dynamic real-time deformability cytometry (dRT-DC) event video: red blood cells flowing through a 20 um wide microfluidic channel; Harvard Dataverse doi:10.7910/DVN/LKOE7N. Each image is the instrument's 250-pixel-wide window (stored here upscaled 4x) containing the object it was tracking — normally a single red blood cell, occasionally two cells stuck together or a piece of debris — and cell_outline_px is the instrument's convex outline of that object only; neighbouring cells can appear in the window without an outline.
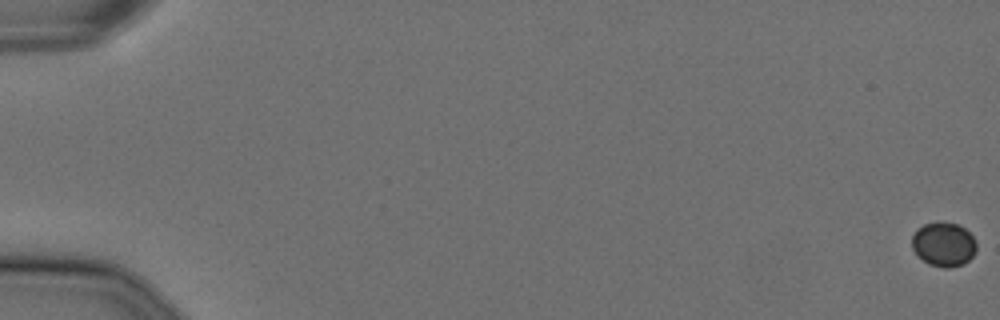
{"species": "Egyptian fruit bat (a non-hibernating species)", "species_latin": "Rousettus aegyptiacus", "temperature_condition": "cold", "stored_images_in_passage": 59, "camera_frame_rate_fps": 3000, "um_per_image_px": 0.085, "animal": {"sex": "female"}, "frame": {"image": 1, "passage_image": 1, "time_ms": 0.0, "image_size_px": [1000, 320], "cell_outline_px": [[976, 252], [964, 264], [952, 268], [944, 268], [928, 264], [916, 256], [912, 248], [912, 236], [916, 228], [924, 224], [940, 220], [956, 224], [964, 228], [976, 240]], "centroid_in_image_um": [80.18, 20.77], "position_along_channel_um": 4.8, "area_um2": 17.05}}
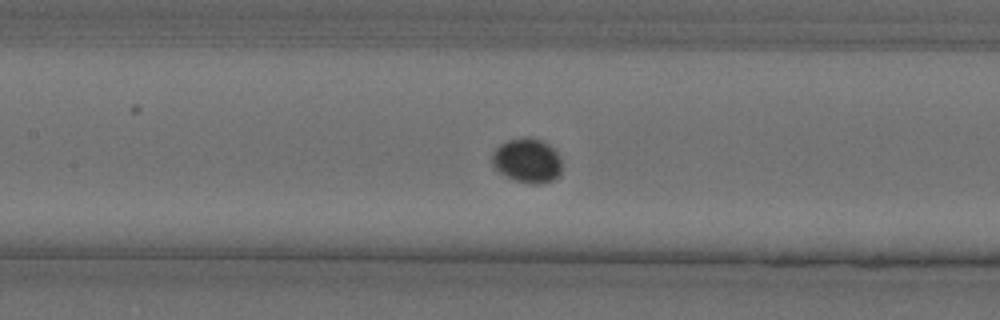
{"frame": {"image": 2, "passage_image": 29, "time_ms": 9.333, "image_size_px": [1000, 320], "cell_outline_px": [[560, 176], [552, 180], [540, 184], [532, 184], [516, 180], [504, 176], [492, 168], [492, 152], [500, 144], [508, 140], [524, 136], [528, 136], [540, 140], [548, 144], [560, 156]], "centroid_in_image_um": [44.77, 13.65], "position_along_channel_um": 162.6, "area_um2": 18.26}}
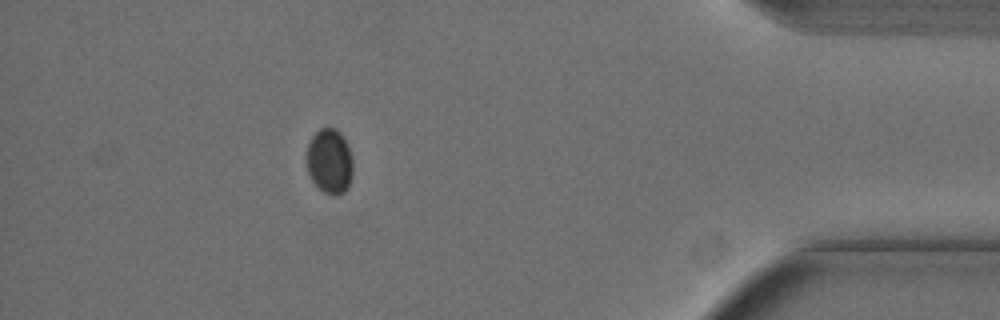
{"frame": {"image": 3, "passage_image": 53, "time_ms": 17.333, "image_size_px": [1000, 320], "cell_outline_px": [[352, 176], [348, 188], [344, 192], [336, 196], [332, 196], [324, 192], [312, 180], [308, 172], [308, 144], [312, 136], [320, 128], [336, 128], [340, 132], [348, 144], [352, 156]], "centroid_in_image_um": [28.05, 13.71], "position_along_channel_um": 407.2, "area_um2": 17.51}}